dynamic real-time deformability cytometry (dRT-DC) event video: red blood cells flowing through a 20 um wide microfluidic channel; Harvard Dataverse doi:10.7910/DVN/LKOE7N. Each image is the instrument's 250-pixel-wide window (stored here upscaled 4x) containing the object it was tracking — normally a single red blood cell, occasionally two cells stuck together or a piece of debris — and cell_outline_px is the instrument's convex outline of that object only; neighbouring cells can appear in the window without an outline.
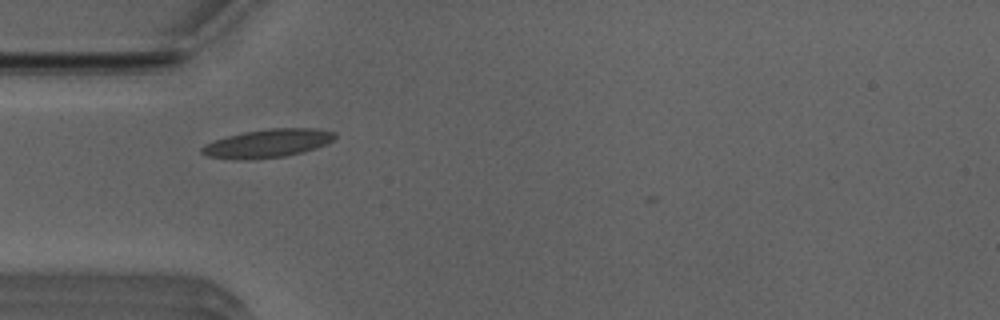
{"species": "Egyptian fruit bat (a non-hibernating species)", "species_latin": "Rousettus aegyptiacus", "temperature_condition": "room temperature", "stored_images_in_passage": 33, "camera_frame_rate_fps": 3000, "um_per_image_px": 0.085, "animal": {"sex": "male"}, "frame": {"image": 1, "passage_image": 1, "time_ms": 0.0, "image_size_px": [1000, 320], "cell_outline_px": [[336, 136], [332, 140], [324, 144], [304, 152], [284, 156], [244, 160], [232, 160], [208, 156], [200, 152], [200, 148], [204, 144], [228, 136], [244, 132], [268, 128], [316, 128], [336, 132]], "centroid_in_image_um": [22.72, 12.18], "position_along_channel_um": 62.3, "area_um2": 21.96}}
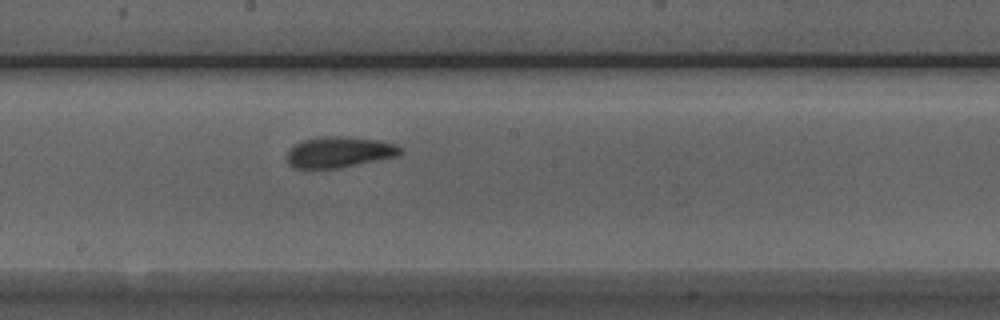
{"frame": {"image": 2, "passage_image": 13, "time_ms": 4.0, "image_size_px": [1000, 320], "cell_outline_px": [[400, 152], [396, 156], [336, 168], [296, 168], [288, 164], [288, 148], [304, 140], [316, 136], [340, 136], [380, 140], [396, 144], [400, 148]], "centroid_in_image_um": [28.79, 12.91], "position_along_channel_um": 219.4, "area_um2": 20.11}}
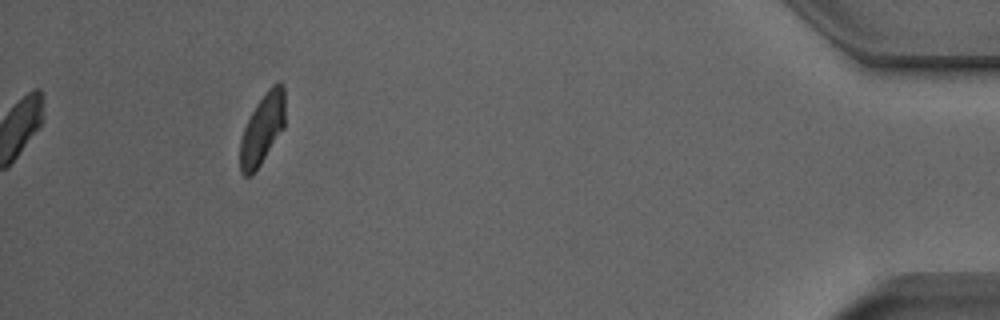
{"frame": {"image": 3, "passage_image": 33, "time_ms": 10.667, "image_size_px": [1000, 320], "cell_outline_px": [[284, 128], [252, 176], [244, 176], [240, 172], [240, 140], [244, 128], [256, 104], [268, 88], [272, 84], [280, 80], [284, 84]], "centroid_in_image_um": [22.3, 10.95], "position_along_channel_um": 412.9, "area_um2": 18.5}, "authors_computed_cell_mechanics": {"area_um2": 20.1144, "velocity_mm_per_s": 3.9507, "shape_relaxation_time_tau1_ms": null, "shape_relaxation_time_tau2_ms": 1.5421, "deformation_change_tau1": null, "deformation_change_tau2": 0.0757}}